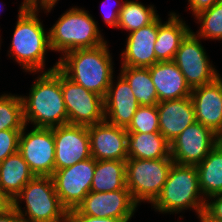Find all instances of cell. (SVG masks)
I'll list each match as a JSON object with an SVG mask.
<instances>
[{
    "label": "cell",
    "instance_id": "6da1fadb",
    "mask_svg": "<svg viewBox=\"0 0 222 222\" xmlns=\"http://www.w3.org/2000/svg\"><path fill=\"white\" fill-rule=\"evenodd\" d=\"M39 74L31 85L29 96H21L25 124L31 122L33 127L43 128L68 124L58 62Z\"/></svg>",
    "mask_w": 222,
    "mask_h": 222
},
{
    "label": "cell",
    "instance_id": "7a4b0ae2",
    "mask_svg": "<svg viewBox=\"0 0 222 222\" xmlns=\"http://www.w3.org/2000/svg\"><path fill=\"white\" fill-rule=\"evenodd\" d=\"M107 41L94 48L76 49L58 59V69L73 82L105 98L113 78Z\"/></svg>",
    "mask_w": 222,
    "mask_h": 222
},
{
    "label": "cell",
    "instance_id": "3957f363",
    "mask_svg": "<svg viewBox=\"0 0 222 222\" xmlns=\"http://www.w3.org/2000/svg\"><path fill=\"white\" fill-rule=\"evenodd\" d=\"M40 10L22 9L19 7L18 19L8 51L25 72H45V55L51 50L49 45V32L44 29L41 19L38 18ZM11 55V56H10Z\"/></svg>",
    "mask_w": 222,
    "mask_h": 222
},
{
    "label": "cell",
    "instance_id": "277c9868",
    "mask_svg": "<svg viewBox=\"0 0 222 222\" xmlns=\"http://www.w3.org/2000/svg\"><path fill=\"white\" fill-rule=\"evenodd\" d=\"M205 204L206 200L199 188L196 166L173 162L164 187L151 207L154 211L170 215L190 209L195 210L199 216L204 211Z\"/></svg>",
    "mask_w": 222,
    "mask_h": 222
},
{
    "label": "cell",
    "instance_id": "5b68a950",
    "mask_svg": "<svg viewBox=\"0 0 222 222\" xmlns=\"http://www.w3.org/2000/svg\"><path fill=\"white\" fill-rule=\"evenodd\" d=\"M88 12L72 6L58 18L48 31L51 51L64 55L76 49L94 48L107 41Z\"/></svg>",
    "mask_w": 222,
    "mask_h": 222
},
{
    "label": "cell",
    "instance_id": "8992f818",
    "mask_svg": "<svg viewBox=\"0 0 222 222\" xmlns=\"http://www.w3.org/2000/svg\"><path fill=\"white\" fill-rule=\"evenodd\" d=\"M25 203V207L20 203ZM26 222H66L67 210L62 206L51 176H34L11 202Z\"/></svg>",
    "mask_w": 222,
    "mask_h": 222
},
{
    "label": "cell",
    "instance_id": "52a82bcc",
    "mask_svg": "<svg viewBox=\"0 0 222 222\" xmlns=\"http://www.w3.org/2000/svg\"><path fill=\"white\" fill-rule=\"evenodd\" d=\"M172 158L126 160V187L134 202L152 204L160 194L166 182Z\"/></svg>",
    "mask_w": 222,
    "mask_h": 222
},
{
    "label": "cell",
    "instance_id": "ba28073f",
    "mask_svg": "<svg viewBox=\"0 0 222 222\" xmlns=\"http://www.w3.org/2000/svg\"><path fill=\"white\" fill-rule=\"evenodd\" d=\"M61 89L68 124L90 126L105 120L104 98L86 90L61 72Z\"/></svg>",
    "mask_w": 222,
    "mask_h": 222
},
{
    "label": "cell",
    "instance_id": "9c48e42d",
    "mask_svg": "<svg viewBox=\"0 0 222 222\" xmlns=\"http://www.w3.org/2000/svg\"><path fill=\"white\" fill-rule=\"evenodd\" d=\"M200 40L192 30L181 42L173 60L191 89L211 83L220 76Z\"/></svg>",
    "mask_w": 222,
    "mask_h": 222
},
{
    "label": "cell",
    "instance_id": "30bf717a",
    "mask_svg": "<svg viewBox=\"0 0 222 222\" xmlns=\"http://www.w3.org/2000/svg\"><path fill=\"white\" fill-rule=\"evenodd\" d=\"M22 129L19 152L34 176H52L55 171V142L53 128L33 127Z\"/></svg>",
    "mask_w": 222,
    "mask_h": 222
},
{
    "label": "cell",
    "instance_id": "8fae6325",
    "mask_svg": "<svg viewBox=\"0 0 222 222\" xmlns=\"http://www.w3.org/2000/svg\"><path fill=\"white\" fill-rule=\"evenodd\" d=\"M95 166L96 160L91 157L73 166L54 171L51 177L55 191L67 211L76 209L90 192Z\"/></svg>",
    "mask_w": 222,
    "mask_h": 222
},
{
    "label": "cell",
    "instance_id": "7c38bea8",
    "mask_svg": "<svg viewBox=\"0 0 222 222\" xmlns=\"http://www.w3.org/2000/svg\"><path fill=\"white\" fill-rule=\"evenodd\" d=\"M221 140L210 128L196 121L170 143V156L174 163L197 166Z\"/></svg>",
    "mask_w": 222,
    "mask_h": 222
},
{
    "label": "cell",
    "instance_id": "4fadbf2b",
    "mask_svg": "<svg viewBox=\"0 0 222 222\" xmlns=\"http://www.w3.org/2000/svg\"><path fill=\"white\" fill-rule=\"evenodd\" d=\"M55 171L91 158L87 126L66 124L53 127Z\"/></svg>",
    "mask_w": 222,
    "mask_h": 222
},
{
    "label": "cell",
    "instance_id": "5bb4252c",
    "mask_svg": "<svg viewBox=\"0 0 222 222\" xmlns=\"http://www.w3.org/2000/svg\"><path fill=\"white\" fill-rule=\"evenodd\" d=\"M138 205L129 190L89 192L76 210L87 216L131 219Z\"/></svg>",
    "mask_w": 222,
    "mask_h": 222
},
{
    "label": "cell",
    "instance_id": "9a60e30c",
    "mask_svg": "<svg viewBox=\"0 0 222 222\" xmlns=\"http://www.w3.org/2000/svg\"><path fill=\"white\" fill-rule=\"evenodd\" d=\"M91 156L95 160L128 159L125 128L108 123L106 120L87 126Z\"/></svg>",
    "mask_w": 222,
    "mask_h": 222
},
{
    "label": "cell",
    "instance_id": "2e32d148",
    "mask_svg": "<svg viewBox=\"0 0 222 222\" xmlns=\"http://www.w3.org/2000/svg\"><path fill=\"white\" fill-rule=\"evenodd\" d=\"M195 120L222 139V77L191 91Z\"/></svg>",
    "mask_w": 222,
    "mask_h": 222
},
{
    "label": "cell",
    "instance_id": "e0dca14e",
    "mask_svg": "<svg viewBox=\"0 0 222 222\" xmlns=\"http://www.w3.org/2000/svg\"><path fill=\"white\" fill-rule=\"evenodd\" d=\"M118 75L117 82L112 78L104 98V116L108 123L126 129L140 104L127 80Z\"/></svg>",
    "mask_w": 222,
    "mask_h": 222
},
{
    "label": "cell",
    "instance_id": "ac0fdd59",
    "mask_svg": "<svg viewBox=\"0 0 222 222\" xmlns=\"http://www.w3.org/2000/svg\"><path fill=\"white\" fill-rule=\"evenodd\" d=\"M158 29L159 16L152 23L130 32L120 56V66L149 68L159 62L154 51Z\"/></svg>",
    "mask_w": 222,
    "mask_h": 222
},
{
    "label": "cell",
    "instance_id": "d6986e66",
    "mask_svg": "<svg viewBox=\"0 0 222 222\" xmlns=\"http://www.w3.org/2000/svg\"><path fill=\"white\" fill-rule=\"evenodd\" d=\"M157 110L160 133L169 143H172L184 129L196 122L190 96L159 102Z\"/></svg>",
    "mask_w": 222,
    "mask_h": 222
},
{
    "label": "cell",
    "instance_id": "ffe728a7",
    "mask_svg": "<svg viewBox=\"0 0 222 222\" xmlns=\"http://www.w3.org/2000/svg\"><path fill=\"white\" fill-rule=\"evenodd\" d=\"M149 71L159 102L191 96L192 89L173 61L157 62Z\"/></svg>",
    "mask_w": 222,
    "mask_h": 222
},
{
    "label": "cell",
    "instance_id": "44dd1931",
    "mask_svg": "<svg viewBox=\"0 0 222 222\" xmlns=\"http://www.w3.org/2000/svg\"><path fill=\"white\" fill-rule=\"evenodd\" d=\"M168 16V21L163 23L159 16V29L154 46L159 62L173 61L181 42L192 31L176 12H170Z\"/></svg>",
    "mask_w": 222,
    "mask_h": 222
},
{
    "label": "cell",
    "instance_id": "7402d4cb",
    "mask_svg": "<svg viewBox=\"0 0 222 222\" xmlns=\"http://www.w3.org/2000/svg\"><path fill=\"white\" fill-rule=\"evenodd\" d=\"M33 177L28 164L17 151L0 163V192L11 203Z\"/></svg>",
    "mask_w": 222,
    "mask_h": 222
},
{
    "label": "cell",
    "instance_id": "603a6c76",
    "mask_svg": "<svg viewBox=\"0 0 222 222\" xmlns=\"http://www.w3.org/2000/svg\"><path fill=\"white\" fill-rule=\"evenodd\" d=\"M128 158L153 160L171 158L170 143L160 132L128 133Z\"/></svg>",
    "mask_w": 222,
    "mask_h": 222
},
{
    "label": "cell",
    "instance_id": "cb8c5ba5",
    "mask_svg": "<svg viewBox=\"0 0 222 222\" xmlns=\"http://www.w3.org/2000/svg\"><path fill=\"white\" fill-rule=\"evenodd\" d=\"M196 168L199 188L205 200L222 194V140Z\"/></svg>",
    "mask_w": 222,
    "mask_h": 222
},
{
    "label": "cell",
    "instance_id": "d4e9b609",
    "mask_svg": "<svg viewBox=\"0 0 222 222\" xmlns=\"http://www.w3.org/2000/svg\"><path fill=\"white\" fill-rule=\"evenodd\" d=\"M128 190L126 187V161L96 160L91 192Z\"/></svg>",
    "mask_w": 222,
    "mask_h": 222
},
{
    "label": "cell",
    "instance_id": "484cf974",
    "mask_svg": "<svg viewBox=\"0 0 222 222\" xmlns=\"http://www.w3.org/2000/svg\"><path fill=\"white\" fill-rule=\"evenodd\" d=\"M120 74L127 80L140 105L154 106L159 103L149 68L120 66Z\"/></svg>",
    "mask_w": 222,
    "mask_h": 222
},
{
    "label": "cell",
    "instance_id": "4316f807",
    "mask_svg": "<svg viewBox=\"0 0 222 222\" xmlns=\"http://www.w3.org/2000/svg\"><path fill=\"white\" fill-rule=\"evenodd\" d=\"M152 5L145 6L139 1H123L119 12L117 29L132 32L152 23L159 15Z\"/></svg>",
    "mask_w": 222,
    "mask_h": 222
},
{
    "label": "cell",
    "instance_id": "83f0119b",
    "mask_svg": "<svg viewBox=\"0 0 222 222\" xmlns=\"http://www.w3.org/2000/svg\"><path fill=\"white\" fill-rule=\"evenodd\" d=\"M25 125L21 95H0V131L22 130Z\"/></svg>",
    "mask_w": 222,
    "mask_h": 222
},
{
    "label": "cell",
    "instance_id": "f1b7e54d",
    "mask_svg": "<svg viewBox=\"0 0 222 222\" xmlns=\"http://www.w3.org/2000/svg\"><path fill=\"white\" fill-rule=\"evenodd\" d=\"M194 19L200 24L199 30L193 32L197 37L222 40V0L195 15Z\"/></svg>",
    "mask_w": 222,
    "mask_h": 222
},
{
    "label": "cell",
    "instance_id": "f546056e",
    "mask_svg": "<svg viewBox=\"0 0 222 222\" xmlns=\"http://www.w3.org/2000/svg\"><path fill=\"white\" fill-rule=\"evenodd\" d=\"M126 130L127 133L160 132L157 105H140Z\"/></svg>",
    "mask_w": 222,
    "mask_h": 222
},
{
    "label": "cell",
    "instance_id": "4dcf8cb0",
    "mask_svg": "<svg viewBox=\"0 0 222 222\" xmlns=\"http://www.w3.org/2000/svg\"><path fill=\"white\" fill-rule=\"evenodd\" d=\"M22 130L0 131V163L19 150V138Z\"/></svg>",
    "mask_w": 222,
    "mask_h": 222
},
{
    "label": "cell",
    "instance_id": "1f68e13d",
    "mask_svg": "<svg viewBox=\"0 0 222 222\" xmlns=\"http://www.w3.org/2000/svg\"><path fill=\"white\" fill-rule=\"evenodd\" d=\"M131 219H117L111 217H93L79 213L76 209L67 211L66 222H129Z\"/></svg>",
    "mask_w": 222,
    "mask_h": 222
},
{
    "label": "cell",
    "instance_id": "d6a6232c",
    "mask_svg": "<svg viewBox=\"0 0 222 222\" xmlns=\"http://www.w3.org/2000/svg\"><path fill=\"white\" fill-rule=\"evenodd\" d=\"M208 199L204 212L210 218L222 222V194L211 196Z\"/></svg>",
    "mask_w": 222,
    "mask_h": 222
},
{
    "label": "cell",
    "instance_id": "836d02e7",
    "mask_svg": "<svg viewBox=\"0 0 222 222\" xmlns=\"http://www.w3.org/2000/svg\"><path fill=\"white\" fill-rule=\"evenodd\" d=\"M108 1L110 0H104L103 1V4L104 3H109ZM115 3L116 5L114 6H117V7H113L112 10H108V12L105 10V8L101 9L102 11V15H103V20H104V23H106L108 26L112 27V28H117L118 26V17H119V12L120 10L122 9L123 7V2L121 3L120 0H115ZM102 7H105V6H102ZM101 7V8H102ZM108 7V6H107ZM110 7V6H109ZM111 8V7H110ZM116 9V10H115Z\"/></svg>",
    "mask_w": 222,
    "mask_h": 222
},
{
    "label": "cell",
    "instance_id": "e575fe53",
    "mask_svg": "<svg viewBox=\"0 0 222 222\" xmlns=\"http://www.w3.org/2000/svg\"><path fill=\"white\" fill-rule=\"evenodd\" d=\"M59 0H23L21 2L22 9H36L42 10L45 13L51 12V10L56 6Z\"/></svg>",
    "mask_w": 222,
    "mask_h": 222
},
{
    "label": "cell",
    "instance_id": "d590c367",
    "mask_svg": "<svg viewBox=\"0 0 222 222\" xmlns=\"http://www.w3.org/2000/svg\"><path fill=\"white\" fill-rule=\"evenodd\" d=\"M220 0H188L189 10L195 16L201 11L211 8L216 2Z\"/></svg>",
    "mask_w": 222,
    "mask_h": 222
},
{
    "label": "cell",
    "instance_id": "8d00e7d4",
    "mask_svg": "<svg viewBox=\"0 0 222 222\" xmlns=\"http://www.w3.org/2000/svg\"><path fill=\"white\" fill-rule=\"evenodd\" d=\"M0 222H26L10 204L0 213Z\"/></svg>",
    "mask_w": 222,
    "mask_h": 222
},
{
    "label": "cell",
    "instance_id": "74e56055",
    "mask_svg": "<svg viewBox=\"0 0 222 222\" xmlns=\"http://www.w3.org/2000/svg\"><path fill=\"white\" fill-rule=\"evenodd\" d=\"M197 218L199 219L200 222H220L218 220L210 218L204 211L200 213Z\"/></svg>",
    "mask_w": 222,
    "mask_h": 222
},
{
    "label": "cell",
    "instance_id": "f35d334b",
    "mask_svg": "<svg viewBox=\"0 0 222 222\" xmlns=\"http://www.w3.org/2000/svg\"><path fill=\"white\" fill-rule=\"evenodd\" d=\"M11 203L6 198H0V213L5 210Z\"/></svg>",
    "mask_w": 222,
    "mask_h": 222
},
{
    "label": "cell",
    "instance_id": "ab89813d",
    "mask_svg": "<svg viewBox=\"0 0 222 222\" xmlns=\"http://www.w3.org/2000/svg\"><path fill=\"white\" fill-rule=\"evenodd\" d=\"M0 198H5V197L1 194V192H0Z\"/></svg>",
    "mask_w": 222,
    "mask_h": 222
}]
</instances>
